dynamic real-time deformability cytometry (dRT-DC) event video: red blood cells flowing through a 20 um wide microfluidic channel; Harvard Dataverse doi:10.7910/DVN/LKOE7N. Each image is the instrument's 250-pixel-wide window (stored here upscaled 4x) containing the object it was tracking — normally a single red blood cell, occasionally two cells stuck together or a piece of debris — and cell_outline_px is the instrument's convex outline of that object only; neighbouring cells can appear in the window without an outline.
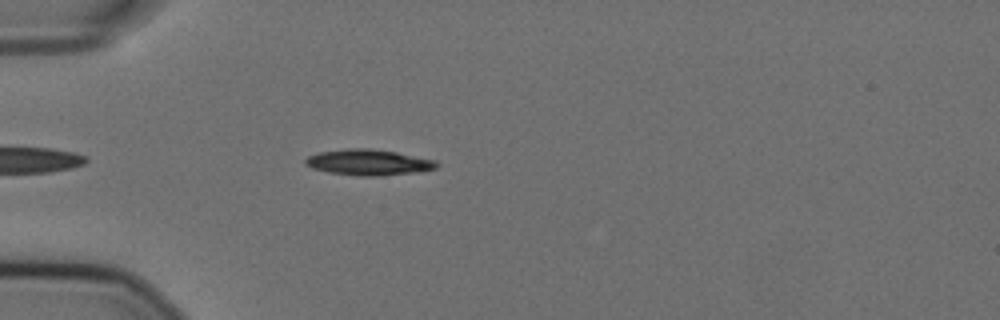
{"species": "Egyptian fruit bat (a non-hibernating species)", "species_latin": "Rousettus aegyptiacus", "temperature_condition": "cold", "stored_images_in_passage": 30, "camera_frame_rate_fps": 3000, "um_per_image_px": 0.085, "animal": {"sex": "female"}, "frame": {"image": 1, "passage_image": 5, "time_ms": 1.333, "image_size_px": [1000, 320], "cell_outline_px": [[440, 164], [436, 168], [412, 172], [376, 176], [360, 176], [328, 172], [312, 168], [304, 164], [304, 160], [308, 156], [316, 152], [348, 148], [372, 148], [396, 152], [436, 160]], "centroid_in_image_um": [31.27, 13.78], "position_along_channel_um": 53.7, "area_um2": 19.77}}
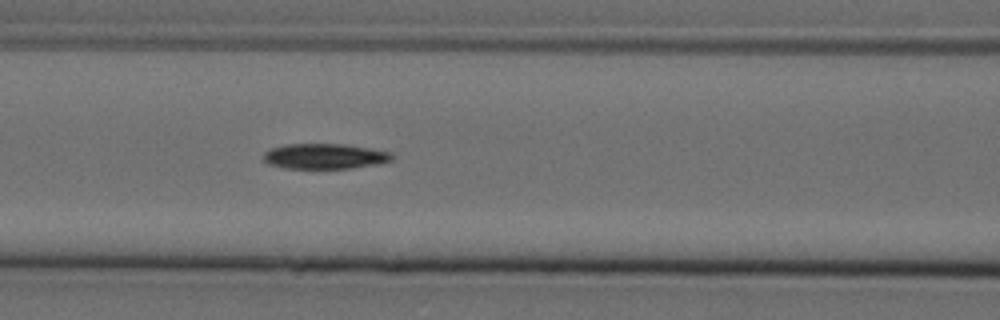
{"frame": {"image": 2, "passage_image": 13, "time_ms": 4.0, "image_size_px": [1000, 320], "cell_outline_px": [[392, 160], [376, 164], [352, 168], [284, 168], [268, 164], [264, 160], [264, 152], [272, 148], [284, 144], [344, 144], [392, 152]], "centroid_in_image_um": [27.58, 13.28], "position_along_channel_um": 139.0, "area_um2": 18.84}}
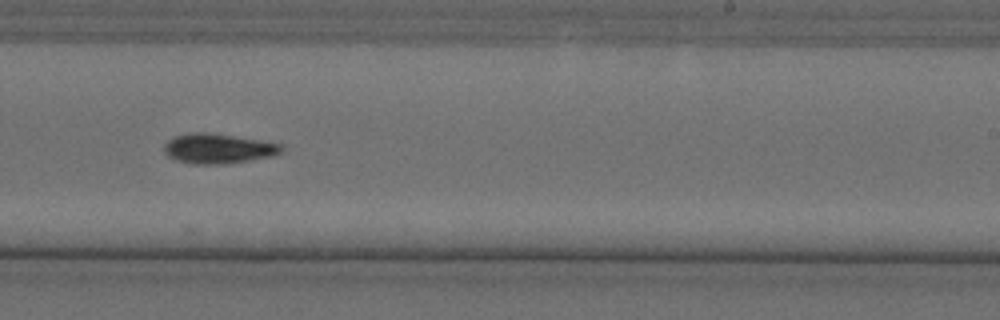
{"frame": {"image": 3, "passage_image": 24, "time_ms": 7.667, "image_size_px": [1000, 320], "cell_outline_px": [[284, 148], [280, 152], [272, 156], [228, 164], [192, 164], [176, 160], [168, 156], [164, 152], [164, 144], [168, 140], [176, 136], [192, 132], [208, 132], [260, 140], [280, 144]], "centroid_in_image_um": [18.52, 12.63], "position_along_channel_um": 270.5, "area_um2": 20.4}}